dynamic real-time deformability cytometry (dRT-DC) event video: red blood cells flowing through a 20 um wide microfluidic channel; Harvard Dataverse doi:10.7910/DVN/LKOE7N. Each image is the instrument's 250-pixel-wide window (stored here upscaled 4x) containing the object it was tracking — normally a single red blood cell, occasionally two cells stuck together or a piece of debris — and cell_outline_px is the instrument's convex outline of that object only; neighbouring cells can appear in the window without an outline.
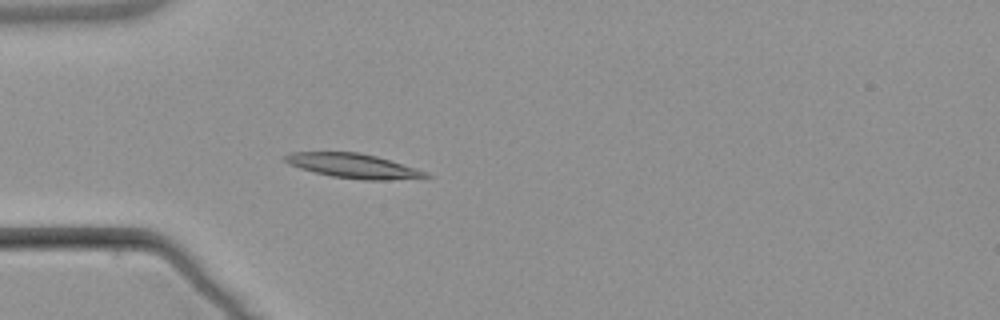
{"species": "common noctule bat (a hibernating species)", "species_latin": "Nyctalus noctula", "temperature_condition": "warm", "stored_images_in_passage": 5, "camera_frame_rate_fps": 3000, "um_per_image_px": 0.085, "animal": {"sex": "male", "body_mass_g": 21.5, "forearm_length_mm": 52.0}, "frame": {"image": 1, "passage_image": 5, "time_ms": 5.0, "image_size_px": [1000, 320], "cell_outline_px": [[432, 176], [388, 180], [360, 180], [332, 176], [300, 168], [288, 164], [284, 160], [284, 156], [292, 152], [360, 152], [376, 156], [416, 168], [428, 172]], "centroid_in_image_um": [30.02, 14.09], "position_along_channel_um": 55.0, "area_um2": 19.88}}